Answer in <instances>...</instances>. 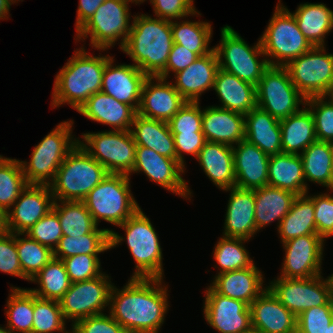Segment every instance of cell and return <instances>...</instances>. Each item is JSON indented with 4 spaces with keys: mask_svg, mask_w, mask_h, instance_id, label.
Listing matches in <instances>:
<instances>
[{
    "mask_svg": "<svg viewBox=\"0 0 333 333\" xmlns=\"http://www.w3.org/2000/svg\"><path fill=\"white\" fill-rule=\"evenodd\" d=\"M72 329L76 333H127L110 314L106 313L81 319Z\"/></svg>",
    "mask_w": 333,
    "mask_h": 333,
    "instance_id": "obj_56",
    "label": "cell"
},
{
    "mask_svg": "<svg viewBox=\"0 0 333 333\" xmlns=\"http://www.w3.org/2000/svg\"><path fill=\"white\" fill-rule=\"evenodd\" d=\"M65 333H76L73 329L70 332H65Z\"/></svg>",
    "mask_w": 333,
    "mask_h": 333,
    "instance_id": "obj_68",
    "label": "cell"
},
{
    "mask_svg": "<svg viewBox=\"0 0 333 333\" xmlns=\"http://www.w3.org/2000/svg\"><path fill=\"white\" fill-rule=\"evenodd\" d=\"M8 232L7 213L0 207V234Z\"/></svg>",
    "mask_w": 333,
    "mask_h": 333,
    "instance_id": "obj_61",
    "label": "cell"
},
{
    "mask_svg": "<svg viewBox=\"0 0 333 333\" xmlns=\"http://www.w3.org/2000/svg\"><path fill=\"white\" fill-rule=\"evenodd\" d=\"M120 227L125 231L126 237L111 230L110 249L127 240L129 251L136 263L132 278L163 279V255L160 241L151 221L141 208L119 225Z\"/></svg>",
    "mask_w": 333,
    "mask_h": 333,
    "instance_id": "obj_4",
    "label": "cell"
},
{
    "mask_svg": "<svg viewBox=\"0 0 333 333\" xmlns=\"http://www.w3.org/2000/svg\"><path fill=\"white\" fill-rule=\"evenodd\" d=\"M255 263L247 268L217 274L210 286L219 294L241 300L249 306L268 287Z\"/></svg>",
    "mask_w": 333,
    "mask_h": 333,
    "instance_id": "obj_26",
    "label": "cell"
},
{
    "mask_svg": "<svg viewBox=\"0 0 333 333\" xmlns=\"http://www.w3.org/2000/svg\"><path fill=\"white\" fill-rule=\"evenodd\" d=\"M174 136L177 161L185 168L184 156L190 154L197 158L199 151L206 143L203 133H172Z\"/></svg>",
    "mask_w": 333,
    "mask_h": 333,
    "instance_id": "obj_57",
    "label": "cell"
},
{
    "mask_svg": "<svg viewBox=\"0 0 333 333\" xmlns=\"http://www.w3.org/2000/svg\"><path fill=\"white\" fill-rule=\"evenodd\" d=\"M71 283L90 280L100 276L102 272L98 255H74L62 259Z\"/></svg>",
    "mask_w": 333,
    "mask_h": 333,
    "instance_id": "obj_51",
    "label": "cell"
},
{
    "mask_svg": "<svg viewBox=\"0 0 333 333\" xmlns=\"http://www.w3.org/2000/svg\"><path fill=\"white\" fill-rule=\"evenodd\" d=\"M39 288L29 289L37 297L59 301L71 286L69 275L62 260L53 258L30 280Z\"/></svg>",
    "mask_w": 333,
    "mask_h": 333,
    "instance_id": "obj_40",
    "label": "cell"
},
{
    "mask_svg": "<svg viewBox=\"0 0 333 333\" xmlns=\"http://www.w3.org/2000/svg\"><path fill=\"white\" fill-rule=\"evenodd\" d=\"M300 157L305 181L321 184L333 191V148L331 142L315 141Z\"/></svg>",
    "mask_w": 333,
    "mask_h": 333,
    "instance_id": "obj_37",
    "label": "cell"
},
{
    "mask_svg": "<svg viewBox=\"0 0 333 333\" xmlns=\"http://www.w3.org/2000/svg\"><path fill=\"white\" fill-rule=\"evenodd\" d=\"M324 240L319 235H304L283 243L285 250L282 278H310L321 273Z\"/></svg>",
    "mask_w": 333,
    "mask_h": 333,
    "instance_id": "obj_18",
    "label": "cell"
},
{
    "mask_svg": "<svg viewBox=\"0 0 333 333\" xmlns=\"http://www.w3.org/2000/svg\"><path fill=\"white\" fill-rule=\"evenodd\" d=\"M306 182L300 155L280 153L270 156L267 185L302 196L309 189Z\"/></svg>",
    "mask_w": 333,
    "mask_h": 333,
    "instance_id": "obj_32",
    "label": "cell"
},
{
    "mask_svg": "<svg viewBox=\"0 0 333 333\" xmlns=\"http://www.w3.org/2000/svg\"><path fill=\"white\" fill-rule=\"evenodd\" d=\"M204 318L220 333H244L252 329L250 306L217 293L211 286L205 290Z\"/></svg>",
    "mask_w": 333,
    "mask_h": 333,
    "instance_id": "obj_16",
    "label": "cell"
},
{
    "mask_svg": "<svg viewBox=\"0 0 333 333\" xmlns=\"http://www.w3.org/2000/svg\"><path fill=\"white\" fill-rule=\"evenodd\" d=\"M110 229H98L79 237L63 236L53 251L54 258L64 259L74 255H98L110 250Z\"/></svg>",
    "mask_w": 333,
    "mask_h": 333,
    "instance_id": "obj_39",
    "label": "cell"
},
{
    "mask_svg": "<svg viewBox=\"0 0 333 333\" xmlns=\"http://www.w3.org/2000/svg\"><path fill=\"white\" fill-rule=\"evenodd\" d=\"M255 194V224L257 231L270 224L274 220H281L290 211L294 199V193L266 185L254 190Z\"/></svg>",
    "mask_w": 333,
    "mask_h": 333,
    "instance_id": "obj_35",
    "label": "cell"
},
{
    "mask_svg": "<svg viewBox=\"0 0 333 333\" xmlns=\"http://www.w3.org/2000/svg\"><path fill=\"white\" fill-rule=\"evenodd\" d=\"M213 90L222 103L217 107L245 115L257 106L256 86L220 68L215 77Z\"/></svg>",
    "mask_w": 333,
    "mask_h": 333,
    "instance_id": "obj_31",
    "label": "cell"
},
{
    "mask_svg": "<svg viewBox=\"0 0 333 333\" xmlns=\"http://www.w3.org/2000/svg\"><path fill=\"white\" fill-rule=\"evenodd\" d=\"M78 144L103 165L108 173L131 175L136 143L130 130L83 133ZM85 141V142H83Z\"/></svg>",
    "mask_w": 333,
    "mask_h": 333,
    "instance_id": "obj_11",
    "label": "cell"
},
{
    "mask_svg": "<svg viewBox=\"0 0 333 333\" xmlns=\"http://www.w3.org/2000/svg\"><path fill=\"white\" fill-rule=\"evenodd\" d=\"M329 97L333 100V89H332L331 93L329 94Z\"/></svg>",
    "mask_w": 333,
    "mask_h": 333,
    "instance_id": "obj_67",
    "label": "cell"
},
{
    "mask_svg": "<svg viewBox=\"0 0 333 333\" xmlns=\"http://www.w3.org/2000/svg\"><path fill=\"white\" fill-rule=\"evenodd\" d=\"M193 2L194 0H150L155 16L168 21L180 20L188 15H201Z\"/></svg>",
    "mask_w": 333,
    "mask_h": 333,
    "instance_id": "obj_55",
    "label": "cell"
},
{
    "mask_svg": "<svg viewBox=\"0 0 333 333\" xmlns=\"http://www.w3.org/2000/svg\"><path fill=\"white\" fill-rule=\"evenodd\" d=\"M131 0H105L92 17L77 31L76 41H84L90 36V43L97 50H107L120 39V49L124 47L132 23L130 24L129 3Z\"/></svg>",
    "mask_w": 333,
    "mask_h": 333,
    "instance_id": "obj_10",
    "label": "cell"
},
{
    "mask_svg": "<svg viewBox=\"0 0 333 333\" xmlns=\"http://www.w3.org/2000/svg\"><path fill=\"white\" fill-rule=\"evenodd\" d=\"M52 209L59 217L63 236L79 237L97 227L83 201H54Z\"/></svg>",
    "mask_w": 333,
    "mask_h": 333,
    "instance_id": "obj_42",
    "label": "cell"
},
{
    "mask_svg": "<svg viewBox=\"0 0 333 333\" xmlns=\"http://www.w3.org/2000/svg\"><path fill=\"white\" fill-rule=\"evenodd\" d=\"M7 1L12 5V4L16 3V2L18 3V1H20V0H7Z\"/></svg>",
    "mask_w": 333,
    "mask_h": 333,
    "instance_id": "obj_66",
    "label": "cell"
},
{
    "mask_svg": "<svg viewBox=\"0 0 333 333\" xmlns=\"http://www.w3.org/2000/svg\"><path fill=\"white\" fill-rule=\"evenodd\" d=\"M28 186L20 160L0 158V207L8 212Z\"/></svg>",
    "mask_w": 333,
    "mask_h": 333,
    "instance_id": "obj_44",
    "label": "cell"
},
{
    "mask_svg": "<svg viewBox=\"0 0 333 333\" xmlns=\"http://www.w3.org/2000/svg\"><path fill=\"white\" fill-rule=\"evenodd\" d=\"M54 204L49 185H28L7 213V229L11 233H26L44 217ZM11 211V212H10Z\"/></svg>",
    "mask_w": 333,
    "mask_h": 333,
    "instance_id": "obj_19",
    "label": "cell"
},
{
    "mask_svg": "<svg viewBox=\"0 0 333 333\" xmlns=\"http://www.w3.org/2000/svg\"><path fill=\"white\" fill-rule=\"evenodd\" d=\"M280 1L260 37L262 49L270 66H286L291 60L313 47L298 28L292 12Z\"/></svg>",
    "mask_w": 333,
    "mask_h": 333,
    "instance_id": "obj_8",
    "label": "cell"
},
{
    "mask_svg": "<svg viewBox=\"0 0 333 333\" xmlns=\"http://www.w3.org/2000/svg\"><path fill=\"white\" fill-rule=\"evenodd\" d=\"M327 333H333V320L330 325L327 327Z\"/></svg>",
    "mask_w": 333,
    "mask_h": 333,
    "instance_id": "obj_63",
    "label": "cell"
},
{
    "mask_svg": "<svg viewBox=\"0 0 333 333\" xmlns=\"http://www.w3.org/2000/svg\"><path fill=\"white\" fill-rule=\"evenodd\" d=\"M308 197L314 203L317 234L323 240L333 236V196L322 193Z\"/></svg>",
    "mask_w": 333,
    "mask_h": 333,
    "instance_id": "obj_53",
    "label": "cell"
},
{
    "mask_svg": "<svg viewBox=\"0 0 333 333\" xmlns=\"http://www.w3.org/2000/svg\"><path fill=\"white\" fill-rule=\"evenodd\" d=\"M199 102H186L185 105L168 121L171 133H203V110Z\"/></svg>",
    "mask_w": 333,
    "mask_h": 333,
    "instance_id": "obj_52",
    "label": "cell"
},
{
    "mask_svg": "<svg viewBox=\"0 0 333 333\" xmlns=\"http://www.w3.org/2000/svg\"><path fill=\"white\" fill-rule=\"evenodd\" d=\"M257 106L277 120L300 111L306 98L298 91L285 66H269L256 85Z\"/></svg>",
    "mask_w": 333,
    "mask_h": 333,
    "instance_id": "obj_12",
    "label": "cell"
},
{
    "mask_svg": "<svg viewBox=\"0 0 333 333\" xmlns=\"http://www.w3.org/2000/svg\"><path fill=\"white\" fill-rule=\"evenodd\" d=\"M292 14L298 28L313 47L325 45L326 34L333 30V11L326 4H300Z\"/></svg>",
    "mask_w": 333,
    "mask_h": 333,
    "instance_id": "obj_36",
    "label": "cell"
},
{
    "mask_svg": "<svg viewBox=\"0 0 333 333\" xmlns=\"http://www.w3.org/2000/svg\"><path fill=\"white\" fill-rule=\"evenodd\" d=\"M73 120L63 121L37 144L30 162L20 161L28 185H50L60 165L77 146L79 139L73 138Z\"/></svg>",
    "mask_w": 333,
    "mask_h": 333,
    "instance_id": "obj_6",
    "label": "cell"
},
{
    "mask_svg": "<svg viewBox=\"0 0 333 333\" xmlns=\"http://www.w3.org/2000/svg\"><path fill=\"white\" fill-rule=\"evenodd\" d=\"M65 319L59 301L43 299L34 294L32 333H65Z\"/></svg>",
    "mask_w": 333,
    "mask_h": 333,
    "instance_id": "obj_47",
    "label": "cell"
},
{
    "mask_svg": "<svg viewBox=\"0 0 333 333\" xmlns=\"http://www.w3.org/2000/svg\"><path fill=\"white\" fill-rule=\"evenodd\" d=\"M107 174L105 167L77 144L49 185L54 201H83Z\"/></svg>",
    "mask_w": 333,
    "mask_h": 333,
    "instance_id": "obj_5",
    "label": "cell"
},
{
    "mask_svg": "<svg viewBox=\"0 0 333 333\" xmlns=\"http://www.w3.org/2000/svg\"><path fill=\"white\" fill-rule=\"evenodd\" d=\"M77 112L87 119L111 126L113 131L130 130L137 114L131 105L117 101L102 91L91 95Z\"/></svg>",
    "mask_w": 333,
    "mask_h": 333,
    "instance_id": "obj_28",
    "label": "cell"
},
{
    "mask_svg": "<svg viewBox=\"0 0 333 333\" xmlns=\"http://www.w3.org/2000/svg\"><path fill=\"white\" fill-rule=\"evenodd\" d=\"M11 4L7 0H0V20L8 19Z\"/></svg>",
    "mask_w": 333,
    "mask_h": 333,
    "instance_id": "obj_60",
    "label": "cell"
},
{
    "mask_svg": "<svg viewBox=\"0 0 333 333\" xmlns=\"http://www.w3.org/2000/svg\"><path fill=\"white\" fill-rule=\"evenodd\" d=\"M202 132L206 141L234 146L245 139L244 114L217 106L203 109Z\"/></svg>",
    "mask_w": 333,
    "mask_h": 333,
    "instance_id": "obj_27",
    "label": "cell"
},
{
    "mask_svg": "<svg viewBox=\"0 0 333 333\" xmlns=\"http://www.w3.org/2000/svg\"><path fill=\"white\" fill-rule=\"evenodd\" d=\"M333 320V299L325 305L309 308L297 316V331L300 333H327Z\"/></svg>",
    "mask_w": 333,
    "mask_h": 333,
    "instance_id": "obj_50",
    "label": "cell"
},
{
    "mask_svg": "<svg viewBox=\"0 0 333 333\" xmlns=\"http://www.w3.org/2000/svg\"><path fill=\"white\" fill-rule=\"evenodd\" d=\"M250 241L243 238L223 236L216 243L213 256L220 267L218 274L226 271L240 270L254 264L243 243Z\"/></svg>",
    "mask_w": 333,
    "mask_h": 333,
    "instance_id": "obj_46",
    "label": "cell"
},
{
    "mask_svg": "<svg viewBox=\"0 0 333 333\" xmlns=\"http://www.w3.org/2000/svg\"><path fill=\"white\" fill-rule=\"evenodd\" d=\"M140 171L164 189L190 199L192 192L181 176L185 173V168L177 159L167 158L143 146H136L135 164L131 173Z\"/></svg>",
    "mask_w": 333,
    "mask_h": 333,
    "instance_id": "obj_17",
    "label": "cell"
},
{
    "mask_svg": "<svg viewBox=\"0 0 333 333\" xmlns=\"http://www.w3.org/2000/svg\"><path fill=\"white\" fill-rule=\"evenodd\" d=\"M305 195L297 196L287 215L281 220L278 232L282 243L304 235H318L315 218L314 203Z\"/></svg>",
    "mask_w": 333,
    "mask_h": 333,
    "instance_id": "obj_38",
    "label": "cell"
},
{
    "mask_svg": "<svg viewBox=\"0 0 333 333\" xmlns=\"http://www.w3.org/2000/svg\"><path fill=\"white\" fill-rule=\"evenodd\" d=\"M207 177L221 190L235 187L233 147L206 141L197 156Z\"/></svg>",
    "mask_w": 333,
    "mask_h": 333,
    "instance_id": "obj_29",
    "label": "cell"
},
{
    "mask_svg": "<svg viewBox=\"0 0 333 333\" xmlns=\"http://www.w3.org/2000/svg\"><path fill=\"white\" fill-rule=\"evenodd\" d=\"M76 50L55 76L52 108L67 103L78 111L91 95L101 91L105 65L112 57L92 56L84 47Z\"/></svg>",
    "mask_w": 333,
    "mask_h": 333,
    "instance_id": "obj_3",
    "label": "cell"
},
{
    "mask_svg": "<svg viewBox=\"0 0 333 333\" xmlns=\"http://www.w3.org/2000/svg\"><path fill=\"white\" fill-rule=\"evenodd\" d=\"M130 132L137 146H143L167 158L176 159L174 136L168 122L136 114Z\"/></svg>",
    "mask_w": 333,
    "mask_h": 333,
    "instance_id": "obj_33",
    "label": "cell"
},
{
    "mask_svg": "<svg viewBox=\"0 0 333 333\" xmlns=\"http://www.w3.org/2000/svg\"><path fill=\"white\" fill-rule=\"evenodd\" d=\"M305 106L313 116L317 141L333 142V100L329 96L312 97L306 99Z\"/></svg>",
    "mask_w": 333,
    "mask_h": 333,
    "instance_id": "obj_48",
    "label": "cell"
},
{
    "mask_svg": "<svg viewBox=\"0 0 333 333\" xmlns=\"http://www.w3.org/2000/svg\"><path fill=\"white\" fill-rule=\"evenodd\" d=\"M245 116V140L269 156L282 153L280 121L256 106Z\"/></svg>",
    "mask_w": 333,
    "mask_h": 333,
    "instance_id": "obj_30",
    "label": "cell"
},
{
    "mask_svg": "<svg viewBox=\"0 0 333 333\" xmlns=\"http://www.w3.org/2000/svg\"><path fill=\"white\" fill-rule=\"evenodd\" d=\"M199 56L187 50V48L173 43L172 49L169 54V58L166 64L165 70L158 76L163 79L168 77L171 73L170 71L177 73L185 68H187L191 63H193Z\"/></svg>",
    "mask_w": 333,
    "mask_h": 333,
    "instance_id": "obj_58",
    "label": "cell"
},
{
    "mask_svg": "<svg viewBox=\"0 0 333 333\" xmlns=\"http://www.w3.org/2000/svg\"><path fill=\"white\" fill-rule=\"evenodd\" d=\"M0 333H11V331L9 330V328L6 327H1L0 326Z\"/></svg>",
    "mask_w": 333,
    "mask_h": 333,
    "instance_id": "obj_62",
    "label": "cell"
},
{
    "mask_svg": "<svg viewBox=\"0 0 333 333\" xmlns=\"http://www.w3.org/2000/svg\"><path fill=\"white\" fill-rule=\"evenodd\" d=\"M132 195L128 175L108 173L83 202L97 226L101 219L119 226L140 209Z\"/></svg>",
    "mask_w": 333,
    "mask_h": 333,
    "instance_id": "obj_7",
    "label": "cell"
},
{
    "mask_svg": "<svg viewBox=\"0 0 333 333\" xmlns=\"http://www.w3.org/2000/svg\"><path fill=\"white\" fill-rule=\"evenodd\" d=\"M113 63L112 57L105 65L101 91L138 111L143 84L148 76L134 64Z\"/></svg>",
    "mask_w": 333,
    "mask_h": 333,
    "instance_id": "obj_21",
    "label": "cell"
},
{
    "mask_svg": "<svg viewBox=\"0 0 333 333\" xmlns=\"http://www.w3.org/2000/svg\"><path fill=\"white\" fill-rule=\"evenodd\" d=\"M223 236L251 239L256 234L254 190L231 187Z\"/></svg>",
    "mask_w": 333,
    "mask_h": 333,
    "instance_id": "obj_25",
    "label": "cell"
},
{
    "mask_svg": "<svg viewBox=\"0 0 333 333\" xmlns=\"http://www.w3.org/2000/svg\"><path fill=\"white\" fill-rule=\"evenodd\" d=\"M236 146H233L235 186L249 190L266 186L270 156L245 139Z\"/></svg>",
    "mask_w": 333,
    "mask_h": 333,
    "instance_id": "obj_22",
    "label": "cell"
},
{
    "mask_svg": "<svg viewBox=\"0 0 333 333\" xmlns=\"http://www.w3.org/2000/svg\"><path fill=\"white\" fill-rule=\"evenodd\" d=\"M25 234L52 251L63 237L57 213L52 209L38 220Z\"/></svg>",
    "mask_w": 333,
    "mask_h": 333,
    "instance_id": "obj_49",
    "label": "cell"
},
{
    "mask_svg": "<svg viewBox=\"0 0 333 333\" xmlns=\"http://www.w3.org/2000/svg\"><path fill=\"white\" fill-rule=\"evenodd\" d=\"M173 43L179 44L198 56L211 53L214 47L209 43L212 37V26L208 22L171 21ZM210 47V48H209Z\"/></svg>",
    "mask_w": 333,
    "mask_h": 333,
    "instance_id": "obj_41",
    "label": "cell"
},
{
    "mask_svg": "<svg viewBox=\"0 0 333 333\" xmlns=\"http://www.w3.org/2000/svg\"><path fill=\"white\" fill-rule=\"evenodd\" d=\"M252 329L262 333H294L297 317L267 288L250 305Z\"/></svg>",
    "mask_w": 333,
    "mask_h": 333,
    "instance_id": "obj_23",
    "label": "cell"
},
{
    "mask_svg": "<svg viewBox=\"0 0 333 333\" xmlns=\"http://www.w3.org/2000/svg\"><path fill=\"white\" fill-rule=\"evenodd\" d=\"M219 68L239 79L256 86L264 71L270 66L262 49L260 38L250 47L231 27L221 28V40L214 46ZM262 55V56H261ZM265 57L262 60L258 58Z\"/></svg>",
    "mask_w": 333,
    "mask_h": 333,
    "instance_id": "obj_9",
    "label": "cell"
},
{
    "mask_svg": "<svg viewBox=\"0 0 333 333\" xmlns=\"http://www.w3.org/2000/svg\"><path fill=\"white\" fill-rule=\"evenodd\" d=\"M131 1L135 2V4H140V3H143L145 0H131Z\"/></svg>",
    "mask_w": 333,
    "mask_h": 333,
    "instance_id": "obj_65",
    "label": "cell"
},
{
    "mask_svg": "<svg viewBox=\"0 0 333 333\" xmlns=\"http://www.w3.org/2000/svg\"><path fill=\"white\" fill-rule=\"evenodd\" d=\"M0 271L29 281L22 273L16 247V234H0Z\"/></svg>",
    "mask_w": 333,
    "mask_h": 333,
    "instance_id": "obj_54",
    "label": "cell"
},
{
    "mask_svg": "<svg viewBox=\"0 0 333 333\" xmlns=\"http://www.w3.org/2000/svg\"><path fill=\"white\" fill-rule=\"evenodd\" d=\"M172 83L158 76L148 77L143 84L137 114L168 122L187 102Z\"/></svg>",
    "mask_w": 333,
    "mask_h": 333,
    "instance_id": "obj_20",
    "label": "cell"
},
{
    "mask_svg": "<svg viewBox=\"0 0 333 333\" xmlns=\"http://www.w3.org/2000/svg\"><path fill=\"white\" fill-rule=\"evenodd\" d=\"M105 0H79L75 28L85 24Z\"/></svg>",
    "mask_w": 333,
    "mask_h": 333,
    "instance_id": "obj_59",
    "label": "cell"
},
{
    "mask_svg": "<svg viewBox=\"0 0 333 333\" xmlns=\"http://www.w3.org/2000/svg\"><path fill=\"white\" fill-rule=\"evenodd\" d=\"M218 69V57L213 50L175 73L176 82L173 85L186 101L199 102L201 94L213 88Z\"/></svg>",
    "mask_w": 333,
    "mask_h": 333,
    "instance_id": "obj_24",
    "label": "cell"
},
{
    "mask_svg": "<svg viewBox=\"0 0 333 333\" xmlns=\"http://www.w3.org/2000/svg\"><path fill=\"white\" fill-rule=\"evenodd\" d=\"M267 287L296 317L333 299L332 279L330 276L324 279L321 274L300 279L277 277Z\"/></svg>",
    "mask_w": 333,
    "mask_h": 333,
    "instance_id": "obj_14",
    "label": "cell"
},
{
    "mask_svg": "<svg viewBox=\"0 0 333 333\" xmlns=\"http://www.w3.org/2000/svg\"><path fill=\"white\" fill-rule=\"evenodd\" d=\"M22 235L25 237L20 238ZM16 247L22 273L29 281L54 258L50 248L43 246L25 233H16Z\"/></svg>",
    "mask_w": 333,
    "mask_h": 333,
    "instance_id": "obj_45",
    "label": "cell"
},
{
    "mask_svg": "<svg viewBox=\"0 0 333 333\" xmlns=\"http://www.w3.org/2000/svg\"><path fill=\"white\" fill-rule=\"evenodd\" d=\"M5 310L11 333H32L34 293L29 288L11 287Z\"/></svg>",
    "mask_w": 333,
    "mask_h": 333,
    "instance_id": "obj_43",
    "label": "cell"
},
{
    "mask_svg": "<svg viewBox=\"0 0 333 333\" xmlns=\"http://www.w3.org/2000/svg\"><path fill=\"white\" fill-rule=\"evenodd\" d=\"M133 17L128 38L121 50L148 77L159 76L166 68L173 46L171 21L146 14Z\"/></svg>",
    "mask_w": 333,
    "mask_h": 333,
    "instance_id": "obj_2",
    "label": "cell"
},
{
    "mask_svg": "<svg viewBox=\"0 0 333 333\" xmlns=\"http://www.w3.org/2000/svg\"><path fill=\"white\" fill-rule=\"evenodd\" d=\"M159 278H132L122 290L112 285L109 314L127 333H158L169 308L167 287Z\"/></svg>",
    "mask_w": 333,
    "mask_h": 333,
    "instance_id": "obj_1",
    "label": "cell"
},
{
    "mask_svg": "<svg viewBox=\"0 0 333 333\" xmlns=\"http://www.w3.org/2000/svg\"><path fill=\"white\" fill-rule=\"evenodd\" d=\"M107 274L81 282L71 283L70 288L59 300L65 321L72 320V326L79 320L103 314L109 307V294L112 287ZM103 311V312H102Z\"/></svg>",
    "mask_w": 333,
    "mask_h": 333,
    "instance_id": "obj_15",
    "label": "cell"
},
{
    "mask_svg": "<svg viewBox=\"0 0 333 333\" xmlns=\"http://www.w3.org/2000/svg\"><path fill=\"white\" fill-rule=\"evenodd\" d=\"M244 333H262L261 331H258V330H255V329H251L247 332H244Z\"/></svg>",
    "mask_w": 333,
    "mask_h": 333,
    "instance_id": "obj_64",
    "label": "cell"
},
{
    "mask_svg": "<svg viewBox=\"0 0 333 333\" xmlns=\"http://www.w3.org/2000/svg\"><path fill=\"white\" fill-rule=\"evenodd\" d=\"M282 153L300 155L308 146L317 141L314 119L304 105L302 110L280 120Z\"/></svg>",
    "mask_w": 333,
    "mask_h": 333,
    "instance_id": "obj_34",
    "label": "cell"
},
{
    "mask_svg": "<svg viewBox=\"0 0 333 333\" xmlns=\"http://www.w3.org/2000/svg\"><path fill=\"white\" fill-rule=\"evenodd\" d=\"M291 81L306 98L329 96L333 89V54L314 46L285 66Z\"/></svg>",
    "mask_w": 333,
    "mask_h": 333,
    "instance_id": "obj_13",
    "label": "cell"
}]
</instances>
